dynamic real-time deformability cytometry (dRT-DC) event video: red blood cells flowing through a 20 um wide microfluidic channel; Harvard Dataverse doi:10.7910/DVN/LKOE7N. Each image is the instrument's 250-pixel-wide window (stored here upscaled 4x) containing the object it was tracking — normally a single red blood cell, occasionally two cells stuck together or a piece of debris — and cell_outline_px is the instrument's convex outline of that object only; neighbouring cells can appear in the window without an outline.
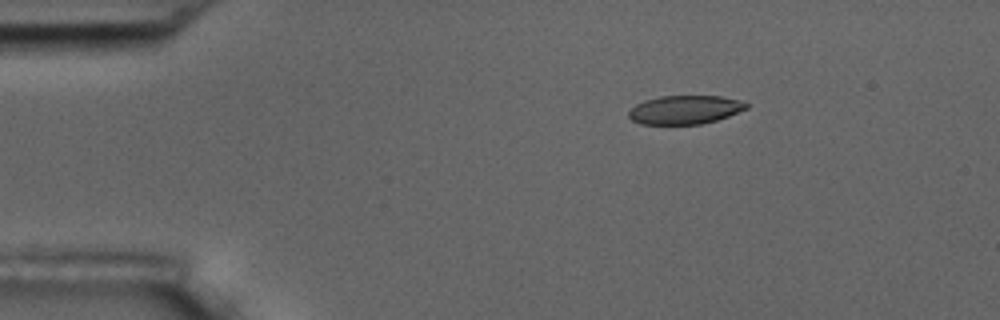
{"species": "common noctule bat (a hibernating species)", "species_latin": "Nyctalus noctula", "temperature_condition": "room temperature", "stored_images_in_passage": 3, "camera_frame_rate_fps": 3000, "um_per_image_px": 0.085, "animal": {"sex": "male", "body_mass_g": 17.5, "forearm_length_mm": 52.3}, "frame": {"image": 1, "passage_image": 1, "time_ms": 0.0, "image_size_px": [1000, 320], "cell_outline_px": [[748, 108], [728, 116], [716, 120], [700, 124], [640, 124], [632, 120], [628, 116], [628, 112], [636, 104], [644, 100], [660, 96], [720, 96], [744, 100], [748, 104]], "centroid_in_image_um": [58.23, 9.32], "position_along_channel_um": 26.8, "area_um2": 19.71}}